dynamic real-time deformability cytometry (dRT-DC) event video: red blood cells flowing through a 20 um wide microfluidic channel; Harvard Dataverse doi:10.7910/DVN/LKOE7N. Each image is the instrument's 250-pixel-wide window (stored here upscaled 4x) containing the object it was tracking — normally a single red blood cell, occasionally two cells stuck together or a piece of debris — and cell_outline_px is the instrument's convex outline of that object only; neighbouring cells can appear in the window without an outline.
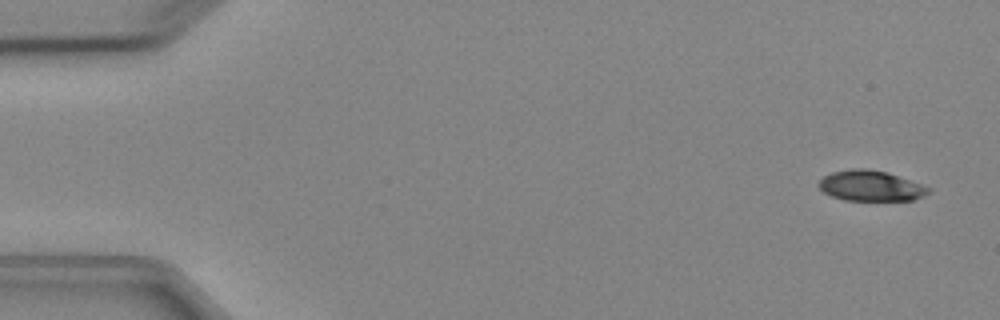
{"species": "Egyptian fruit bat (a non-hibernating species)", "species_latin": "Rousettus aegyptiacus", "temperature_condition": "cold", "stored_images_in_passage": 5, "camera_frame_rate_fps": 3000, "um_per_image_px": 0.085, "animal": {"sex": "female"}, "frame": {"image": 1, "passage_image": 1, "time_ms": 0.0, "image_size_px": [1000, 320], "cell_outline_px": [[932, 192], [924, 196], [912, 200], [844, 200], [832, 196], [824, 192], [816, 184], [824, 176], [832, 172], [852, 168], [868, 168], [888, 172], [932, 188]], "centroid_in_image_um": [74.03, 15.79], "position_along_channel_um": 11.0, "area_um2": 19.65}}
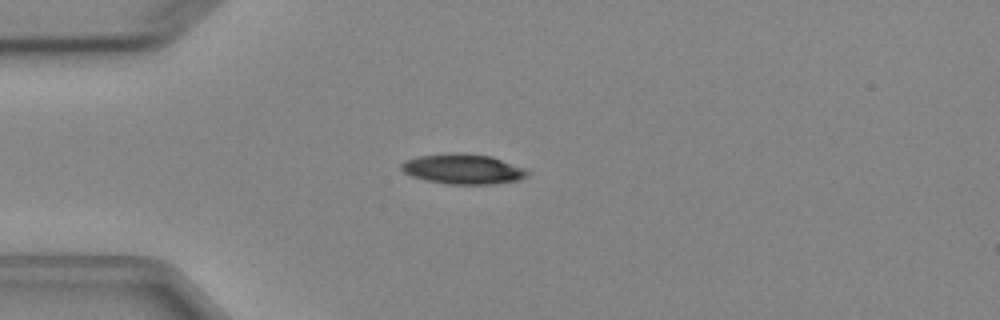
{"frame": {"image": 2, "passage_image": 4, "time_ms": 3.667, "image_size_px": [1000, 320], "cell_outline_px": [[528, 176], [520, 180], [492, 184], [448, 184], [424, 180], [412, 176], [404, 172], [400, 168], [400, 164], [404, 160], [420, 156], [448, 152], [464, 152], [492, 156], [524, 168], [528, 172]], "centroid_in_image_um": [39.34, 14.35], "position_along_channel_um": 45.7, "area_um2": 22.37}}